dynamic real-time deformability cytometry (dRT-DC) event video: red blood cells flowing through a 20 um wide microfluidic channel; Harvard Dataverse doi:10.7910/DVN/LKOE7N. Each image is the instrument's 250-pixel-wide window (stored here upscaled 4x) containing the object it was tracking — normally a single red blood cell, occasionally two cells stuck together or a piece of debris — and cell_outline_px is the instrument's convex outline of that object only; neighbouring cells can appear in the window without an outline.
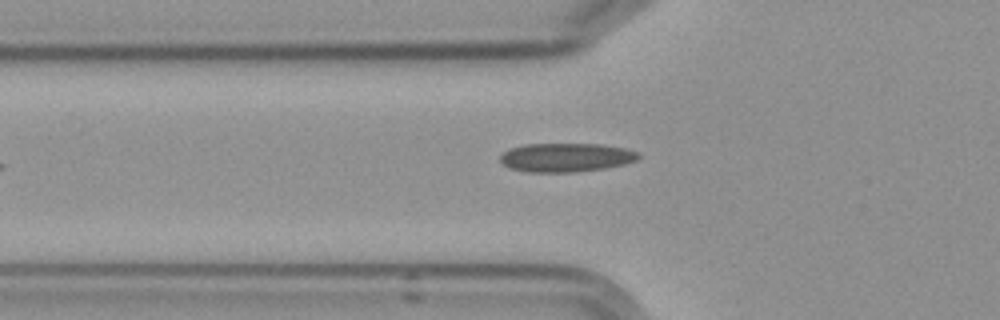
{"species": "Egyptian fruit bat (a non-hibernating species)", "species_latin": "Rousettus aegyptiacus", "temperature_condition": "cold", "stored_images_in_passage": 7, "camera_frame_rate_fps": 3000, "um_per_image_px": 0.085, "frame": {"image": 1, "passage_image": 7, "time_ms": 8.0, "image_size_px": [1000, 320], "cell_outline_px": [[640, 156], [636, 160], [624, 164], [604, 168], [576, 172], [528, 172], [508, 168], [500, 160], [500, 156], [508, 148], [524, 144], [600, 144], [624, 148], [640, 152]], "centroid_in_image_um": [48.09, 13.38], "position_along_channel_um": 77.7, "area_um2": 23.29}}